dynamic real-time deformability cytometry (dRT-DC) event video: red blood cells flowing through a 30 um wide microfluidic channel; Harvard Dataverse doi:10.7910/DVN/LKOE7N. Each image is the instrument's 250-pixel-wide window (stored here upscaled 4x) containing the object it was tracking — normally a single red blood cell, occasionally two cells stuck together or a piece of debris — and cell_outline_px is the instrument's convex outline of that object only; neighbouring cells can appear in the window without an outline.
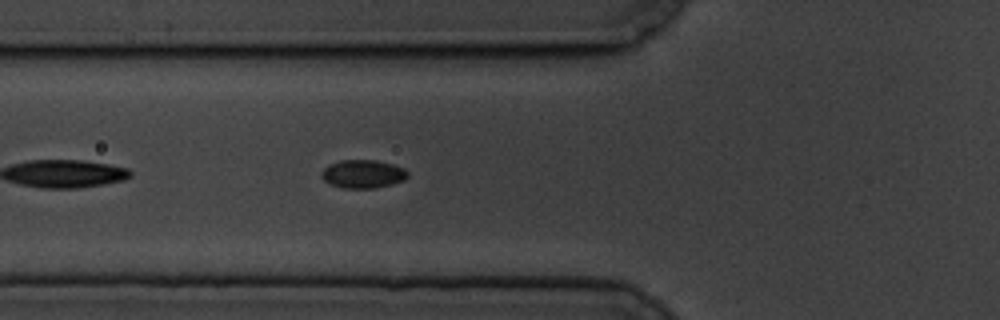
{"species": "common noctule bat (a hibernating species)", "species_latin": "Nyctalus noctula", "temperature_condition": "cold", "stored_images_in_passage": 43, "camera_frame_rate_fps": 3000, "um_per_image_px": 0.085, "animal": {"sex": "male", "body_mass_g": 19.5, "forearm_length_mm": 54.6}, "frame": {"image": 1, "passage_image": 4, "time_ms": 1.0, "image_size_px": [1000, 320], "cell_outline_px": [[408, 176], [404, 180], [392, 184], [376, 188], [344, 188], [332, 184], [324, 180], [320, 176], [320, 172], [328, 164], [340, 160], [376, 160], [392, 164], [404, 168], [408, 172]], "centroid_in_image_um": [30.84, 14.78], "position_along_channel_um": 95.0, "area_um2": 14.28}}
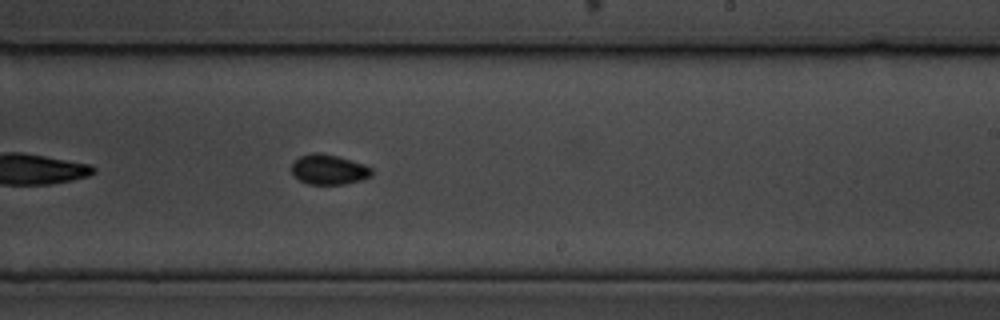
{"frame": {"image": 2, "passage_image": 19, "time_ms": 6.0, "image_size_px": [1000, 320], "cell_outline_px": [[372, 176], [360, 180], [344, 184], [308, 184], [292, 176], [292, 164], [300, 156], [312, 152], [320, 152], [336, 156], [364, 164], [372, 168]], "centroid_in_image_um": [27.93, 14.41], "position_along_channel_um": 261.1, "area_um2": 13.99}}
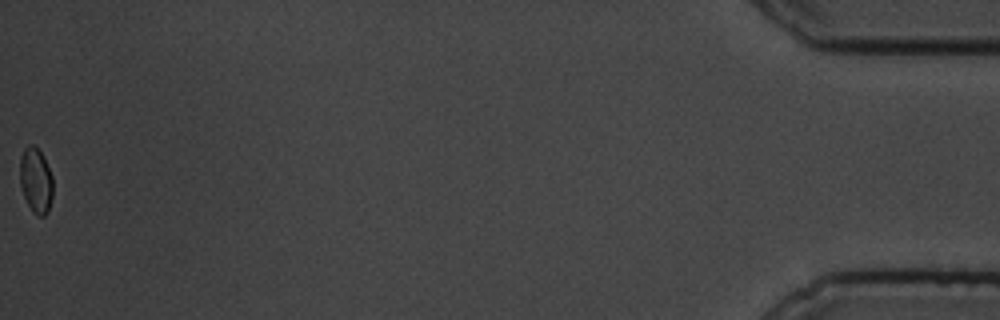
{"frame": {"image": 3, "passage_image": 43, "time_ms": 14.0, "image_size_px": [1000, 320], "cell_outline_px": [[52, 196], [48, 212], [44, 216], [36, 216], [32, 212], [24, 196], [20, 184], [20, 156], [24, 148], [28, 144], [32, 144], [40, 152], [52, 176]], "centroid_in_image_um": [3.03, 15.36], "position_along_channel_um": 432.2, "area_um2": 12.48}, "authors_computed_cell_mechanics": {"area_um2": 13.7564, "velocity_mm_per_s": 3.3147, "shape_relaxation_time_tau1_ms": 2.4494, "shape_relaxation_time_tau2_ms": null, "deformation_change_tau1": 0.0465, "deformation_change_tau2": null}}